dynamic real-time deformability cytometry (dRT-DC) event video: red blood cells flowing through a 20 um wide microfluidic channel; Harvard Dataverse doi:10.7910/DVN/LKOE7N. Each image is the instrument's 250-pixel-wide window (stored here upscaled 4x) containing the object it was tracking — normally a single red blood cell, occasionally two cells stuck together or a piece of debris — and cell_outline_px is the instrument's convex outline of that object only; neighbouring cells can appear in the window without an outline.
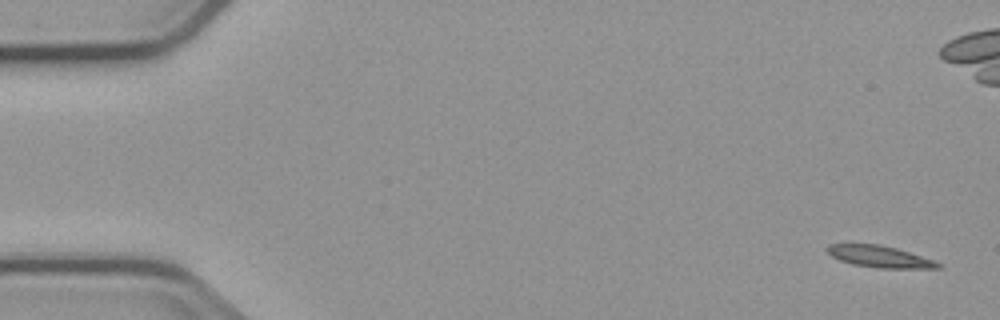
{"species": "common noctule bat (a hibernating species)", "species_latin": "Nyctalus noctula", "temperature_condition": "cold", "stored_images_in_passage": 4, "camera_frame_rate_fps": 3000, "um_per_image_px": 0.085, "animal": {"sex": "male", "body_mass_g": 23.1, "forearm_length_mm": 52.7}, "frame": {"image": 1, "passage_image": 1, "time_ms": 0.0, "image_size_px": [1000, 320], "cell_outline_px": [[940, 268], [876, 268], [852, 264], [840, 260], [832, 256], [824, 248], [828, 244], [880, 244], [896, 248], [936, 260], [940, 264]], "centroid_in_image_um": [74.76, 21.8], "position_along_channel_um": 10.2, "area_um2": 14.05}}